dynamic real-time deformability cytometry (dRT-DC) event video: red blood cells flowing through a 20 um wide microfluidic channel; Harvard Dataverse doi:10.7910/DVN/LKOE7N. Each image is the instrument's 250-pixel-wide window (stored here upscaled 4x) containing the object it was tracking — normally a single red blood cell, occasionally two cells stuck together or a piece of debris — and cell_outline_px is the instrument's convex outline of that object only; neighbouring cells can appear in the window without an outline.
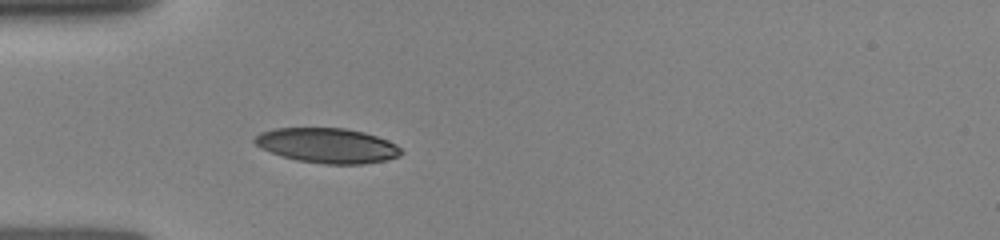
{"species": "human", "species_latin": "Homo sapiens", "temperature_condition": "room temperature", "stored_images_in_passage": 14, "camera_frame_rate_fps": 3000, "um_per_image_px": 0.085, "donor": {"sex": "female"}, "frame": {"image": 1, "passage_image": 10, "time_ms": 4.667, "image_size_px": [1000, 240], "cell_outline_px": [[404, 152], [400, 156], [384, 160], [364, 164], [324, 164], [296, 160], [260, 148], [252, 140], [260, 132], [276, 128], [344, 128], [364, 132], [388, 140], [396, 144]], "centroid_in_image_um": [27.84, 12.37], "position_along_channel_um": 57.2, "area_um2": 29.77}}
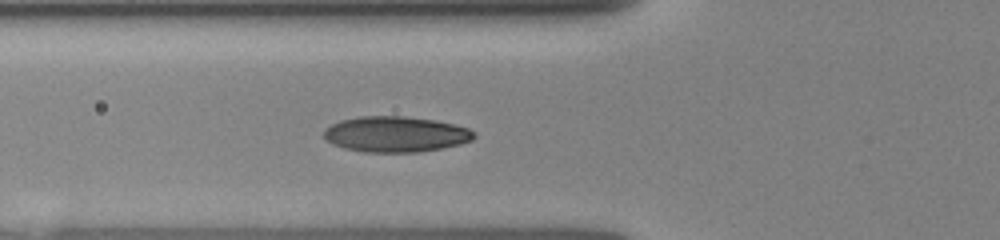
{"frame": {"image": 2, "passage_image": 13, "time_ms": 5.667, "image_size_px": [1000, 240], "cell_outline_px": [[476, 136], [472, 140], [460, 144], [440, 148], [416, 152], [364, 152], [344, 148], [332, 144], [324, 136], [324, 128], [340, 120], [360, 116], [404, 116], [436, 120], [468, 128], [476, 132]], "centroid_in_image_um": [33.63, 11.4], "position_along_channel_um": 92.2, "area_um2": 31.21}}